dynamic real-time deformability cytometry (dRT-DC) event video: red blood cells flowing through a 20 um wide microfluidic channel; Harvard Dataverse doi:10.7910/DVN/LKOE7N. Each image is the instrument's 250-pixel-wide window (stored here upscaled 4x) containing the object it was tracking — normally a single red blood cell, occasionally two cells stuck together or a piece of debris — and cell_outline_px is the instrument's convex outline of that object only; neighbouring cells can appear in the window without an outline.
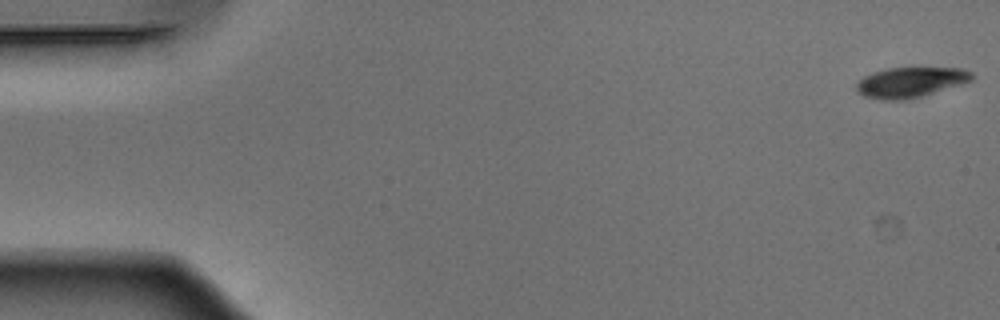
{"species": "Egyptian fruit bat (a non-hibernating species)", "species_latin": "Rousettus aegyptiacus", "temperature_condition": "warm", "stored_images_in_passage": 51, "camera_frame_rate_fps": 3000, "um_per_image_px": 0.085, "animal": {"sex": "male"}, "frame": {"image": 1, "passage_image": 1, "time_ms": 0.0, "image_size_px": [1000, 320], "cell_outline_px": [[972, 80], [920, 96], [904, 100], [880, 100], [864, 96], [856, 88], [856, 84], [864, 76], [872, 72], [888, 68], [912, 64], [920, 64], [964, 68], [972, 72]], "centroid_in_image_um": [77.41, 6.91], "position_along_channel_um": 7.6, "area_um2": 21.21}}
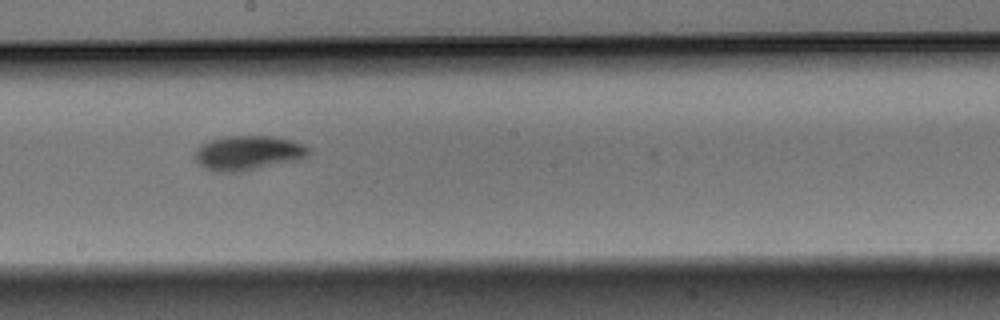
{"frame": {"image": 2, "passage_image": 29, "time_ms": 9.333, "image_size_px": [1000, 320], "cell_outline_px": [[308, 156], [300, 160], [240, 172], [216, 172], [204, 168], [192, 156], [200, 144], [208, 140], [228, 136], [272, 136], [292, 140], [304, 144], [308, 148]], "centroid_in_image_um": [21.07, 13.0], "position_along_channel_um": 227.1, "area_um2": 23.18}}
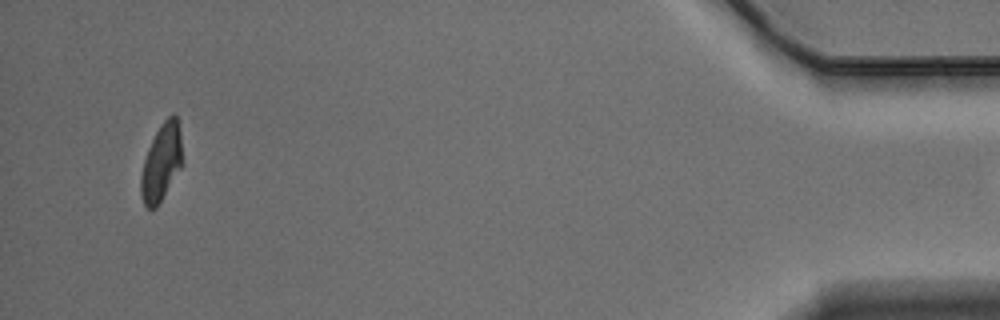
{"frame": {"image": 3, "passage_image": 50, "time_ms": 16.333, "image_size_px": [1000, 320], "cell_outline_px": [[184, 164], [156, 208], [148, 208], [144, 204], [140, 192], [140, 176], [144, 160], [148, 148], [156, 132], [164, 120], [172, 112], [176, 116], [180, 132]], "centroid_in_image_um": [13.74, 13.81], "position_along_channel_um": 421.5, "area_um2": 18.79}}